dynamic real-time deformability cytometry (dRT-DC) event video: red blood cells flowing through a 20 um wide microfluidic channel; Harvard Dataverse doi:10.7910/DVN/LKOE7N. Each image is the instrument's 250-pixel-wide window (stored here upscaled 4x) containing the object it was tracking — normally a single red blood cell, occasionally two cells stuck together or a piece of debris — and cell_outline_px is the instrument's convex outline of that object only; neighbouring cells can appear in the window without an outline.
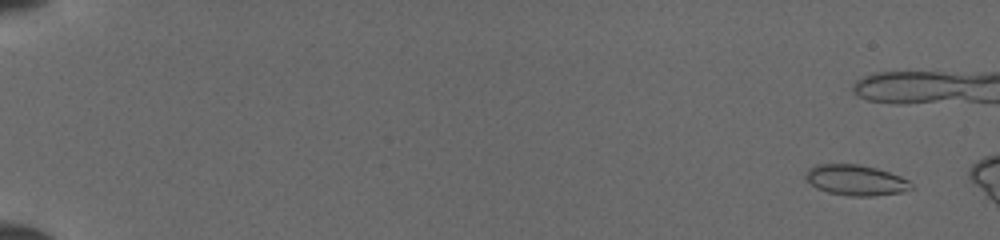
{"species": "common noctule bat (a hibernating species)", "species_latin": "Nyctalus noctula", "temperature_condition": "cold", "stored_images_in_passage": 12, "camera_frame_rate_fps": 3000, "um_per_image_px": 0.085, "animal": {"sex": "female", "body_mass_g": 19.5, "forearm_length_mm": 54.1}, "frame": {"image": 1, "passage_image": 4, "time_ms": 1.0, "image_size_px": [1000, 240], "cell_outline_px": [[912, 188], [900, 192], [872, 196], [848, 196], [828, 192], [816, 188], [804, 176], [808, 168], [816, 164], [860, 164], [876, 168], [900, 176], [908, 180], [912, 184]], "centroid_in_image_um": [72.71, 15.3], "position_along_channel_um": 12.3, "area_um2": 18.73}}